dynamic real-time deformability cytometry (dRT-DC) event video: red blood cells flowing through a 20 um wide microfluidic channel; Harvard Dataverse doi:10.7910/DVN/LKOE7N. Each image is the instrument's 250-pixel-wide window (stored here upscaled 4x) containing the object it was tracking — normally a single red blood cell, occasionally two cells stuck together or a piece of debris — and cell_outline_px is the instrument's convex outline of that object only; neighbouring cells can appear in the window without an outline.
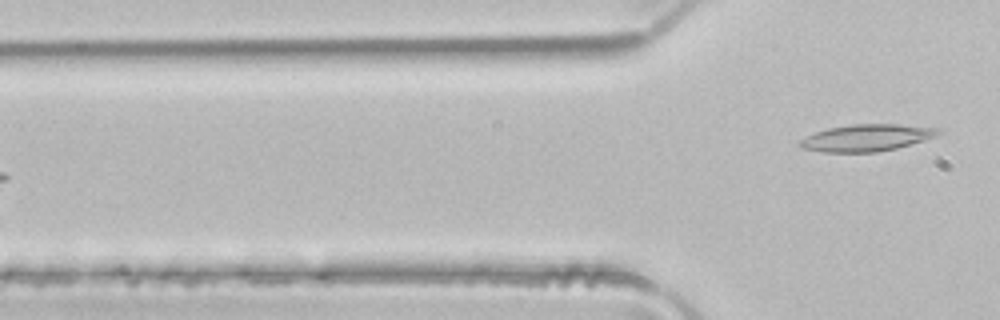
{"species": "common noctule bat (a hibernating species)", "species_latin": "Nyctalus noctula", "temperature_condition": "room temperature", "stored_images_in_passage": 4, "camera_frame_rate_fps": 3000, "um_per_image_px": 0.085, "animal": {"sex": "male", "body_mass_g": 21.5, "forearm_length_mm": 52.0}, "frame": {"image": 1, "passage_image": 4, "time_ms": 1.0, "image_size_px": [1000, 320], "cell_outline_px": [[944, 132], [936, 136], [924, 140], [896, 148], [876, 152], [824, 152], [800, 148], [796, 144], [800, 140], [816, 132], [828, 128], [852, 124], [896, 124], [944, 128]], "centroid_in_image_um": [73.7, 11.7], "position_along_channel_um": 52.1, "area_um2": 21.79}}